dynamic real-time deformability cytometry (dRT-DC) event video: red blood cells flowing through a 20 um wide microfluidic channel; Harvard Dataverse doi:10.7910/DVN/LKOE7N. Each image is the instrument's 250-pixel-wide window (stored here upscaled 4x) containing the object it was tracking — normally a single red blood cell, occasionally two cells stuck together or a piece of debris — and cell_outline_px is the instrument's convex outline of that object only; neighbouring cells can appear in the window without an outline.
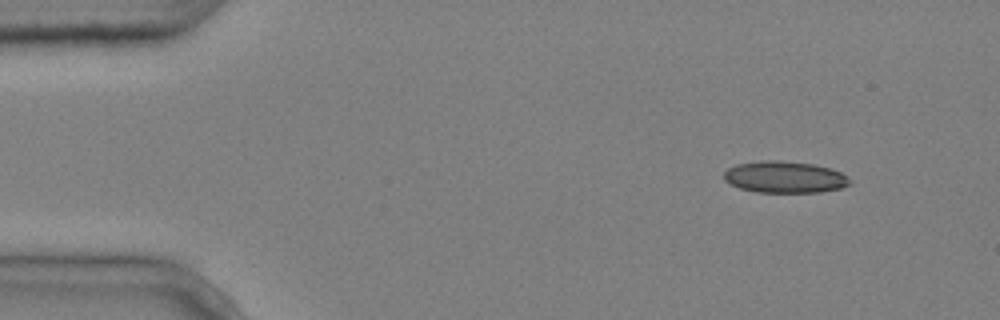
{"species": "common noctule bat (a hibernating species)", "species_latin": "Nyctalus noctula", "temperature_condition": "cold", "stored_images_in_passage": 3, "camera_frame_rate_fps": 3000, "um_per_image_px": 0.085, "animal": {"sex": "male", "body_mass_g": 20.4}, "frame": {"image": 1, "passage_image": 1, "time_ms": 0.0, "image_size_px": [1000, 320], "cell_outline_px": [[852, 184], [840, 188], [820, 192], [756, 192], [740, 188], [728, 184], [724, 180], [724, 172], [728, 168], [736, 164], [760, 160], [780, 160], [812, 164], [828, 168], [840, 172], [852, 180]], "centroid_in_image_um": [66.67, 15.05], "position_along_channel_um": 18.3, "area_um2": 23.35}}